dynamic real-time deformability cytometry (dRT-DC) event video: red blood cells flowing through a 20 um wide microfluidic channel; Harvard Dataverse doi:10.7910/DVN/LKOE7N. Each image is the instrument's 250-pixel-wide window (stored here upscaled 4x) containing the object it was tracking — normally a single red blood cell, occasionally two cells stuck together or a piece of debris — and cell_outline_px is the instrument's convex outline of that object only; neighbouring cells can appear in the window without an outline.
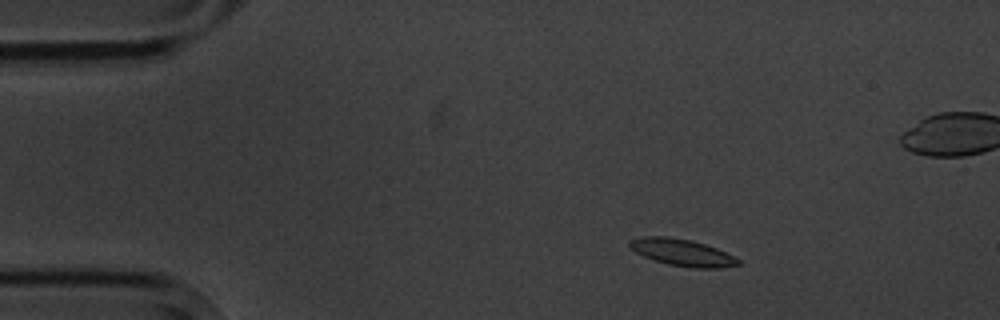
{"species": "common noctule bat (a hibernating species)", "species_latin": "Nyctalus noctula", "temperature_condition": "cold", "stored_images_in_passage": 5, "camera_frame_rate_fps": 3000, "um_per_image_px": 0.085, "animal": {"sex": "male", "body_mass_g": 20.1, "forearm_length_mm": 53.5}, "frame": {"image": 1, "passage_image": 2, "time_ms": 1.0, "image_size_px": [1000, 320], "cell_outline_px": [[740, 264], [720, 268], [692, 268], [668, 264], [652, 260], [636, 252], [628, 244], [628, 240], [644, 236], [664, 236], [692, 240], [716, 248], [740, 260]], "centroid_in_image_um": [57.95, 21.46], "position_along_channel_um": 27.0, "area_um2": 16.88}}